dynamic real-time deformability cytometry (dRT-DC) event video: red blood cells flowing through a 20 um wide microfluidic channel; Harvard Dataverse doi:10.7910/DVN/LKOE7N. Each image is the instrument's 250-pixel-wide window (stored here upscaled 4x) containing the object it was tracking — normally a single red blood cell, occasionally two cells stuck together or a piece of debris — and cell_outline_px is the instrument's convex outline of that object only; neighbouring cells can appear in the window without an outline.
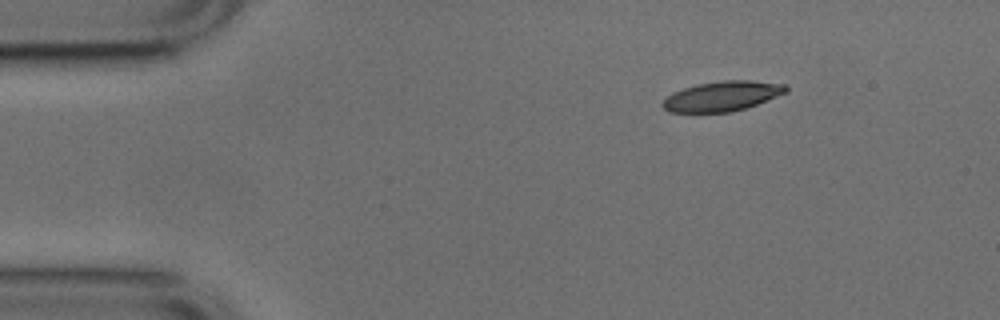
{"species": "common noctule bat (a hibernating species)", "species_latin": "Nyctalus noctula", "temperature_condition": "cold", "stored_images_in_passage": 46, "camera_frame_rate_fps": 3000, "um_per_image_px": 0.085, "animal": {"sex": "male", "body_mass_g": 17.9, "forearm_length_mm": 54.2}, "frame": {"image": 1, "passage_image": 1, "time_ms": 0.0, "image_size_px": [1000, 320], "cell_outline_px": [[788, 92], [756, 104], [744, 108], [728, 112], [668, 112], [660, 104], [668, 96], [684, 88], [696, 84], [724, 80], [748, 80], [788, 84]], "centroid_in_image_um": [61.41, 8.16], "position_along_channel_um": 23.6, "area_um2": 21.33}}
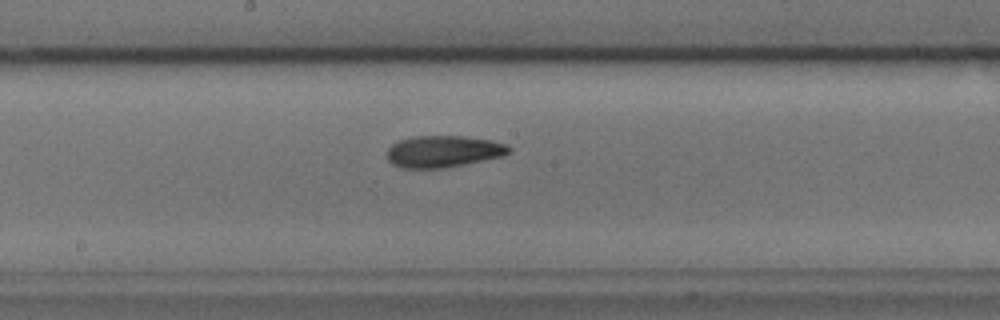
{"frame": {"image": 2, "passage_image": 21, "time_ms": 6.667, "image_size_px": [1000, 320], "cell_outline_px": [[512, 152], [504, 156], [440, 168], [400, 168], [392, 164], [388, 160], [388, 148], [392, 144], [400, 140], [412, 136], [464, 136], [492, 140], [508, 144], [512, 148]], "centroid_in_image_um": [37.71, 12.86], "position_along_channel_um": 210.5, "area_um2": 22.6}}
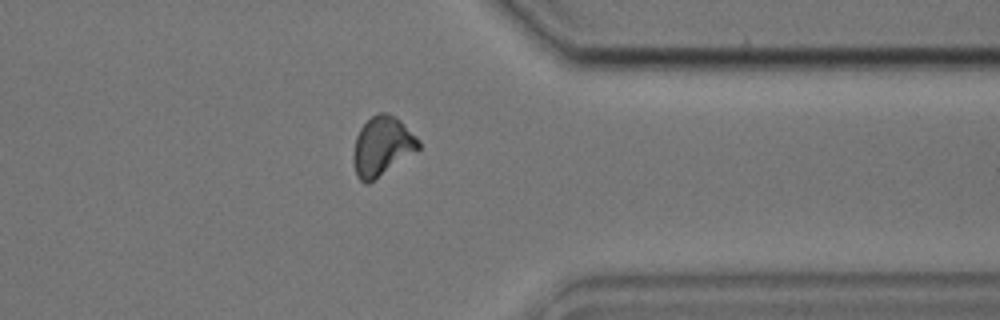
{"frame": {"image": 3, "passage_image": 35, "time_ms": 11.333, "image_size_px": [1000, 320], "cell_outline_px": [[420, 148], [368, 184], [364, 184], [356, 176], [352, 160], [352, 156], [356, 136], [360, 128], [376, 112], [384, 112], [396, 116], [420, 140]], "centroid_in_image_um": [32.45, 12.42], "position_along_channel_um": 378.9, "area_um2": 22.48}, "authors_computed_cell_mechanics": {"area_um2": 22.1374, "velocity_mm_per_s": 3.7834, "shape_relaxation_time_tau1_ms": 3.8328, "shape_relaxation_time_tau2_ms": 3.6524, "deformation_change_tau1": 0.1108, "deformation_change_tau2": 0.0983}}